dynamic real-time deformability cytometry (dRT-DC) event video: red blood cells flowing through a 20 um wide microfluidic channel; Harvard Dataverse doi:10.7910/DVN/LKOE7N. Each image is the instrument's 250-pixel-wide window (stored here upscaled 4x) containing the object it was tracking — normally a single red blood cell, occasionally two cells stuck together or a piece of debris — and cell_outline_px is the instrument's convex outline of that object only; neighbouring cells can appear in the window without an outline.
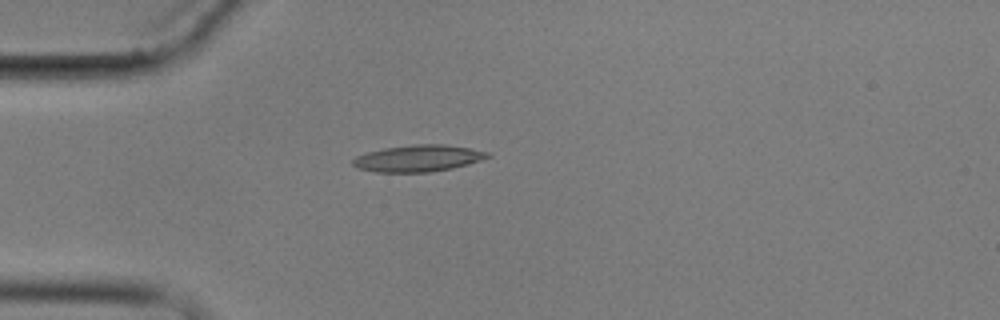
{"species": "common noctule bat (a hibernating species)", "species_latin": "Nyctalus noctula", "temperature_condition": "cold", "stored_images_in_passage": 4, "camera_frame_rate_fps": 3000, "um_per_image_px": 0.085, "animal": {"sex": "male", "body_mass_g": 17.9}, "frame": {"image": 1, "passage_image": 4, "time_ms": 4.667, "image_size_px": [1000, 320], "cell_outline_px": [[492, 156], [468, 164], [452, 168], [432, 172], [376, 172], [356, 168], [352, 164], [352, 160], [356, 156], [368, 152], [384, 148], [412, 144], [444, 144], [468, 148], [488, 152]], "centroid_in_image_um": [35.52, 13.46], "position_along_channel_um": 49.5, "area_um2": 20.92}}